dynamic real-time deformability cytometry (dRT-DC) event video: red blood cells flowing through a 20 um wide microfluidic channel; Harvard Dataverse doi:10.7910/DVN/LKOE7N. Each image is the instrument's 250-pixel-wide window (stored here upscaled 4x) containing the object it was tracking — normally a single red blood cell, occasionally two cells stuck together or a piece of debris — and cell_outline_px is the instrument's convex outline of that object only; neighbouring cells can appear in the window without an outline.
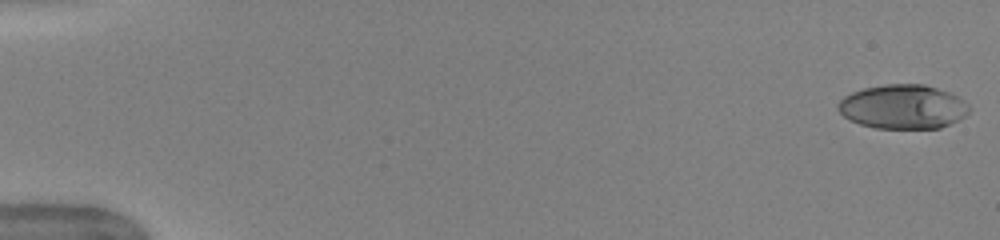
{"species": "human", "species_latin": "Homo sapiens", "temperature_condition": "warm", "stored_images_in_passage": 51, "camera_frame_rate_fps": 3000, "um_per_image_px": 0.085, "donor": {"sex": "female"}, "frame": {"image": 1, "passage_image": 1, "time_ms": 0.0, "image_size_px": [1000, 240], "cell_outline_px": [[968, 112], [964, 116], [940, 128], [876, 128], [860, 124], [844, 116], [836, 108], [836, 104], [844, 96], [852, 92], [864, 88], [884, 84], [924, 84], [948, 92], [964, 100], [968, 104]], "centroid_in_image_um": [76.71, 9.07], "position_along_channel_um": 8.3, "area_um2": 33.52}}
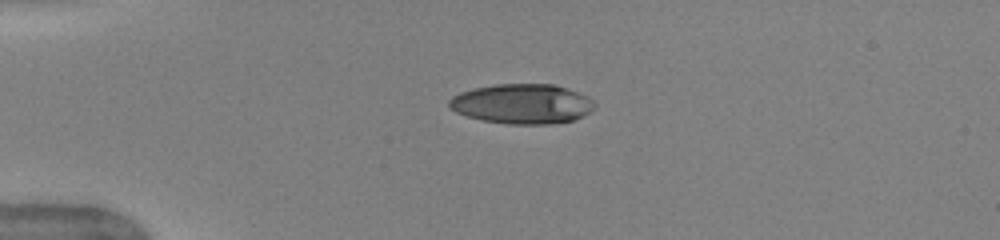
{"frame": {"image": 2, "passage_image": 13, "time_ms": 4.0, "image_size_px": [1000, 240], "cell_outline_px": [[596, 104], [588, 112], [572, 120], [552, 124], [508, 124], [480, 120], [456, 112], [448, 108], [448, 100], [452, 96], [460, 92], [476, 88], [496, 84], [552, 84], [588, 96]], "centroid_in_image_um": [44.33, 8.83], "position_along_channel_um": 40.7, "area_um2": 33.58}}
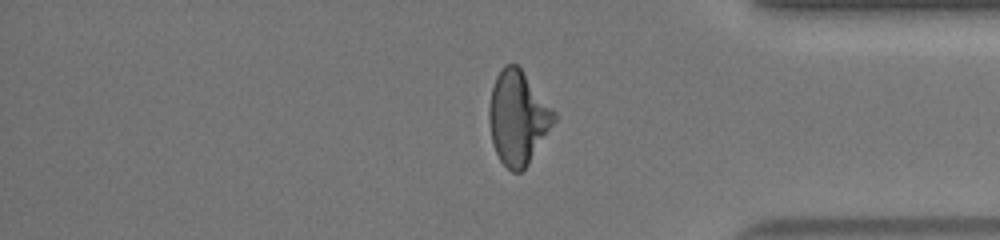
{"frame": {"image": 3, "passage_image": 43, "time_ms": 14.0, "image_size_px": [1000, 240], "cell_outline_px": [[556, 120], [528, 164], [520, 172], [512, 172], [500, 160], [492, 144], [488, 120], [488, 108], [492, 88], [496, 76], [504, 64], [516, 64], [520, 68], [556, 112]], "centroid_in_image_um": [44.0, 10.0], "position_along_channel_um": 391.2, "area_um2": 35.26}, "authors_computed_cell_mechanics": {"area_um2": 35.1424, "velocity_mm_per_s": 4.0214, "shape_relaxation_time_tau1_ms": 5.727, "shape_relaxation_time_tau2_ms": 1.2788, "deformation_change_tau1": 0.236, "deformation_change_tau2": 0.0783}}